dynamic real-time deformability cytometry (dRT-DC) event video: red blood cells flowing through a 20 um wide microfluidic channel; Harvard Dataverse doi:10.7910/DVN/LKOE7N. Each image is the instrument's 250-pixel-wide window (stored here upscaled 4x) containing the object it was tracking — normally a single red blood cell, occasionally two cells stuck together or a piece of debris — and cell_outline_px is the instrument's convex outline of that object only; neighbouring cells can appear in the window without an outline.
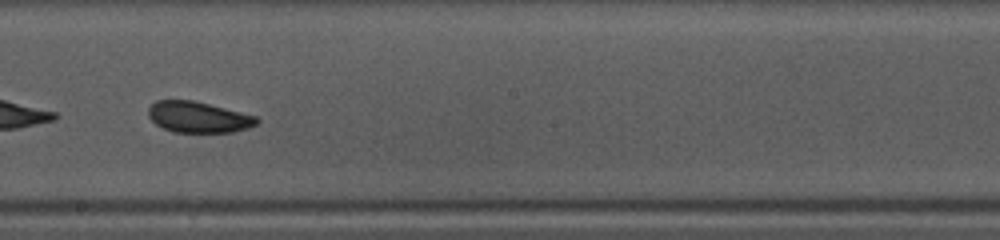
{"species": "common noctule bat (a hibernating species)", "species_latin": "Nyctalus noctula", "temperature_condition": "warm", "stored_images_in_passage": 35, "camera_frame_rate_fps": 3000, "um_per_image_px": 0.085, "animal": {"sex": "female", "body_mass_g": 10.0, "forearm_length_mm": 53.1}, "frame": {"image": 1, "passage_image": 16, "time_ms": 5.0, "image_size_px": [1000, 240], "cell_outline_px": [[260, 120], [256, 124], [248, 128], [232, 132], [172, 132], [156, 124], [148, 116], [148, 108], [156, 100], [192, 100], [256, 116]], "centroid_in_image_um": [16.84, 9.96], "position_along_channel_um": 231.4, "area_um2": 19.42}}
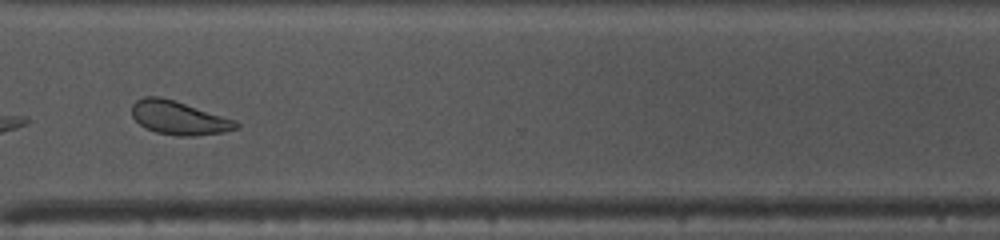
{"frame": {"image": 2, "passage_image": 25, "time_ms": 8.0, "image_size_px": [1000, 240], "cell_outline_px": [[240, 128], [224, 132], [192, 136], [180, 136], [156, 132], [144, 128], [132, 116], [132, 104], [136, 100], [144, 96], [160, 96], [236, 120], [240, 124]], "centroid_in_image_um": [15.2, 10.02], "position_along_channel_um": 355.4, "area_um2": 20.35}, "authors_computed_cell_mechanics": {"area_um2": 20.5768, "velocity_mm_per_s": 4.1452, "shape_relaxation_time_tau1_ms": 2.982, "shape_relaxation_time_tau2_ms": null, "deformation_change_tau1": 0.0933, "deformation_change_tau2": null}}